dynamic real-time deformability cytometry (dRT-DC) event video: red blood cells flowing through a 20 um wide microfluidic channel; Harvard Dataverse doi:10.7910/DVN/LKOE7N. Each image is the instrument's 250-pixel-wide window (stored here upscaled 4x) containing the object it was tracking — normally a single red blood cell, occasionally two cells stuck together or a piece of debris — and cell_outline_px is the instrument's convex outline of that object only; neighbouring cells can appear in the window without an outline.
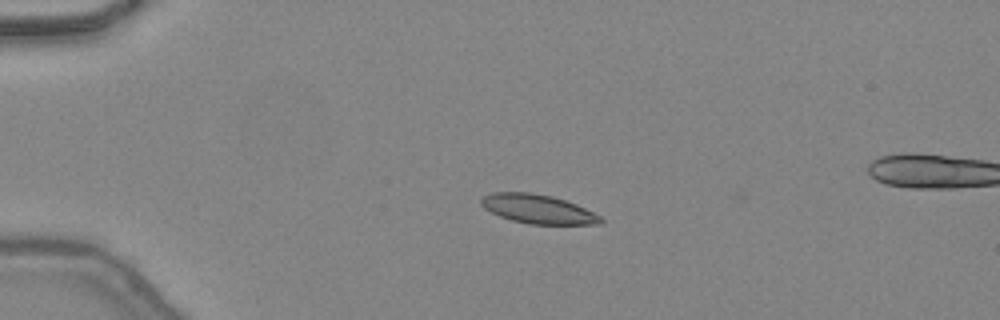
{"species": "common noctule bat (a hibernating species)", "species_latin": "Nyctalus noctula", "temperature_condition": "warm", "stored_images_in_passage": 37, "camera_frame_rate_fps": 3000, "um_per_image_px": 0.085, "animal": {"sex": "female", "body_mass_g": 24.6, "forearm_length_mm": 56.2}, "frame": {"image": 1, "passage_image": 1, "time_ms": 0.0, "image_size_px": [1000, 320], "cell_outline_px": [[604, 220], [600, 224], [528, 224], [512, 220], [500, 216], [484, 208], [480, 204], [480, 200], [484, 196], [492, 192], [532, 192], [552, 196], [576, 204], [600, 216]], "centroid_in_image_um": [45.7, 17.76], "position_along_channel_um": 39.3, "area_um2": 20.11}}
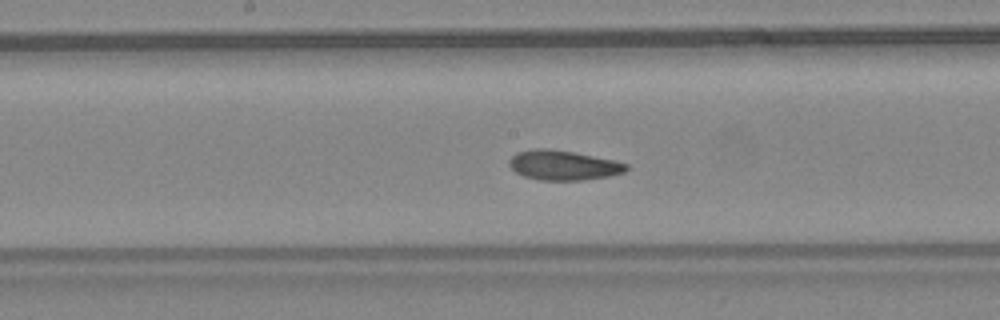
{"frame": {"image": 2, "passage_image": 15, "time_ms": 4.667, "image_size_px": [1000, 320], "cell_outline_px": [[628, 168], [624, 172], [608, 176], [584, 180], [540, 180], [524, 176], [516, 172], [508, 164], [508, 160], [516, 152], [536, 148], [548, 148], [572, 152], [612, 160], [628, 164]], "centroid_in_image_um": [47.84, 14.04], "position_along_channel_um": 200.4, "area_um2": 20.11}}
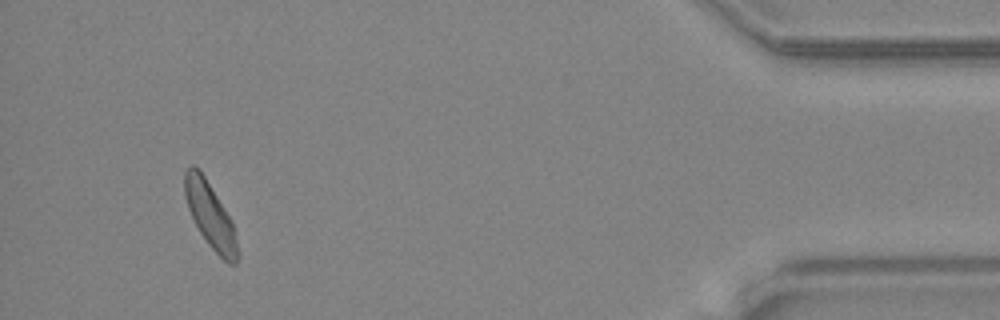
{"frame": {"image": 3, "passage_image": 34, "time_ms": 11.0, "image_size_px": [1000, 320], "cell_outline_px": [[240, 256], [236, 264], [228, 264], [208, 244], [200, 232], [188, 208], [184, 196], [184, 172], [192, 164], [200, 168], [232, 220], [240, 252]], "centroid_in_image_um": [17.89, 18.3], "position_along_channel_um": 417.3, "area_um2": 20.35}}